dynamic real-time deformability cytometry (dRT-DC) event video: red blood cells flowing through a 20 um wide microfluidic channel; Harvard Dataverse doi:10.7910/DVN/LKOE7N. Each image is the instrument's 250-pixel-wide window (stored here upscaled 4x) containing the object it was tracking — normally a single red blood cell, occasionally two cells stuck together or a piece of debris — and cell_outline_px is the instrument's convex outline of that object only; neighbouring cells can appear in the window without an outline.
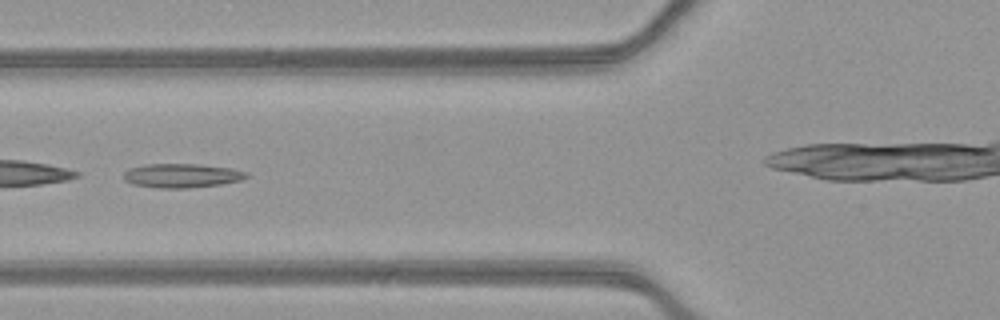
{"species": "common noctule bat (a hibernating species)", "species_latin": "Nyctalus noctula", "temperature_condition": "warm", "stored_images_in_passage": 45, "camera_frame_rate_fps": 3000, "um_per_image_px": 0.085, "animal": {"sex": "female", "body_mass_g": 21.9}, "frame": {"image": 1, "passage_image": 20, "time_ms": 6.333, "image_size_px": [1000, 320], "cell_outline_px": [[248, 176], [240, 180], [220, 184], [188, 188], [156, 188], [132, 184], [124, 180], [124, 172], [128, 168], [148, 164], [196, 164], [232, 168], [248, 172]], "centroid_in_image_um": [15.43, 14.93], "position_along_channel_um": 110.4, "area_um2": 17.22}}
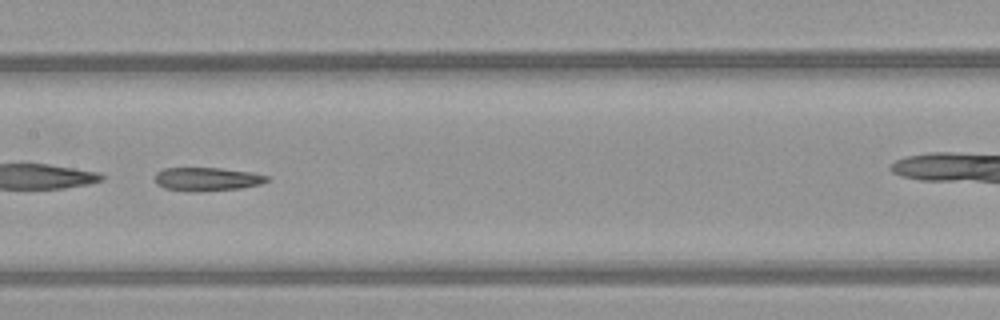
{"frame": {"image": 2, "passage_image": 26, "time_ms": 8.333, "image_size_px": [1000, 320], "cell_outline_px": [[268, 180], [260, 184], [240, 188], [164, 188], [156, 184], [156, 172], [164, 168], [220, 168], [252, 172], [268, 176]], "centroid_in_image_um": [17.63, 15.15], "position_along_channel_um": 189.8, "area_um2": 14.16}, "authors_computed_cell_mechanics": {"area_um2": 17.3978, "velocity_mm_per_s": 3.9422, "shape_relaxation_time_tau1_ms": null, "shape_relaxation_time_tau2_ms": 9.1627, "deformation_change_tau1": null, "deformation_change_tau2": 0.1979}}